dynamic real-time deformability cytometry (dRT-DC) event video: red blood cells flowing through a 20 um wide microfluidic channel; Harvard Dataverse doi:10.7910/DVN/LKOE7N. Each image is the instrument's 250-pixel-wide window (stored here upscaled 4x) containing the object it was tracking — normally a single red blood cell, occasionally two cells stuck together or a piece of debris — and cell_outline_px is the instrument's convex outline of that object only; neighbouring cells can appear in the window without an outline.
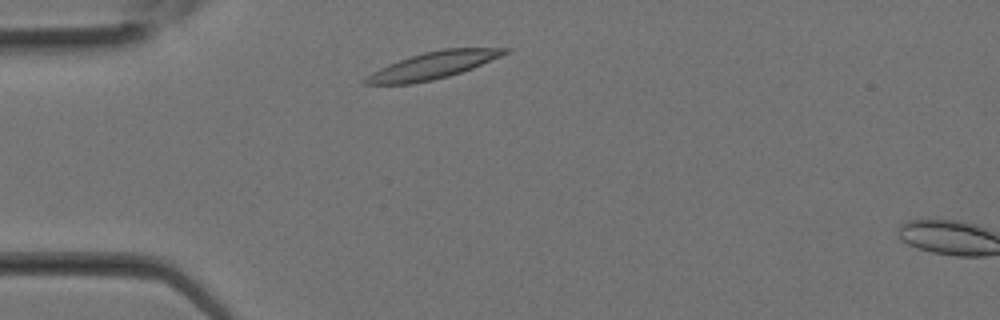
{"species": "Egyptian fruit bat (a non-hibernating species)", "species_latin": "Rousettus aegyptiacus", "temperature_condition": "room temperature", "stored_images_in_passage": 2, "camera_frame_rate_fps": 3000, "um_per_image_px": 0.085, "animal": {"sex": "female"}, "frame": {"image": 1, "passage_image": 1, "time_ms": 0.0, "image_size_px": [1000, 320], "cell_outline_px": [[512, 52], [472, 68], [448, 76], [432, 80], [412, 84], [364, 84], [360, 80], [372, 72], [388, 64], [424, 52], [444, 48], [512, 48]], "centroid_in_image_um": [36.82, 5.55], "position_along_channel_um": 48.2, "area_um2": 21.85}}